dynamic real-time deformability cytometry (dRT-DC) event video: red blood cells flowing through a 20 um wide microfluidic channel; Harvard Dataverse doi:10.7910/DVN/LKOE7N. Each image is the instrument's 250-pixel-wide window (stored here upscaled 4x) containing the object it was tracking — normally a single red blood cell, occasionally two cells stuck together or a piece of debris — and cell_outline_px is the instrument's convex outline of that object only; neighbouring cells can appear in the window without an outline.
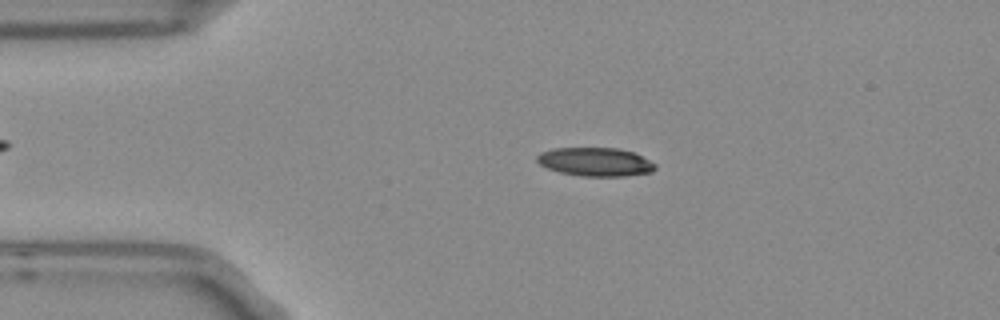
{"species": "Egyptian fruit bat (a non-hibernating species)", "species_latin": "Rousettus aegyptiacus", "temperature_condition": "room temperature", "stored_images_in_passage": 3, "camera_frame_rate_fps": 3000, "um_per_image_px": 0.085, "frame": {"image": 1, "passage_image": 2, "time_ms": 0.333, "image_size_px": [1000, 320], "cell_outline_px": [[656, 168], [652, 172], [624, 176], [580, 176], [560, 172], [548, 168], [540, 164], [536, 160], [536, 156], [540, 152], [552, 148], [616, 148], [636, 152], [656, 164]], "centroid_in_image_um": [50.62, 13.75], "position_along_channel_um": 34.4, "area_um2": 19.83}}